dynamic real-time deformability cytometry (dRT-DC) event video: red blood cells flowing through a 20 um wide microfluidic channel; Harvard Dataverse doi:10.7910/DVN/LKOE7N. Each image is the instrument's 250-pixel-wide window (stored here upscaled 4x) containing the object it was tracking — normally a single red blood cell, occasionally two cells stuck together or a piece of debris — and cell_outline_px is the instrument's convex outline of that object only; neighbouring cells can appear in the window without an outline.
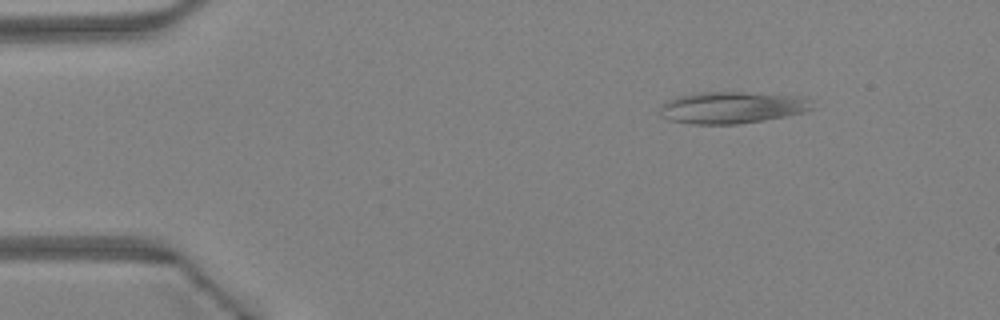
{"species": "Egyptian fruit bat (a non-hibernating species)", "species_latin": "Rousettus aegyptiacus", "temperature_condition": "warm", "stored_images_in_passage": 4, "camera_frame_rate_fps": 3000, "um_per_image_px": 0.085, "animal": {"sex": "female"}, "frame": {"image": 1, "passage_image": 4, "time_ms": 1.0, "image_size_px": [1000, 320], "cell_outline_px": [[812, 108], [804, 112], [764, 120], [736, 124], [692, 124], [672, 120], [660, 116], [660, 104], [676, 96], [696, 92], [744, 92], [800, 96], [808, 100]], "centroid_in_image_um": [62.14, 9.13], "position_along_channel_um": 22.9, "area_um2": 28.09}}